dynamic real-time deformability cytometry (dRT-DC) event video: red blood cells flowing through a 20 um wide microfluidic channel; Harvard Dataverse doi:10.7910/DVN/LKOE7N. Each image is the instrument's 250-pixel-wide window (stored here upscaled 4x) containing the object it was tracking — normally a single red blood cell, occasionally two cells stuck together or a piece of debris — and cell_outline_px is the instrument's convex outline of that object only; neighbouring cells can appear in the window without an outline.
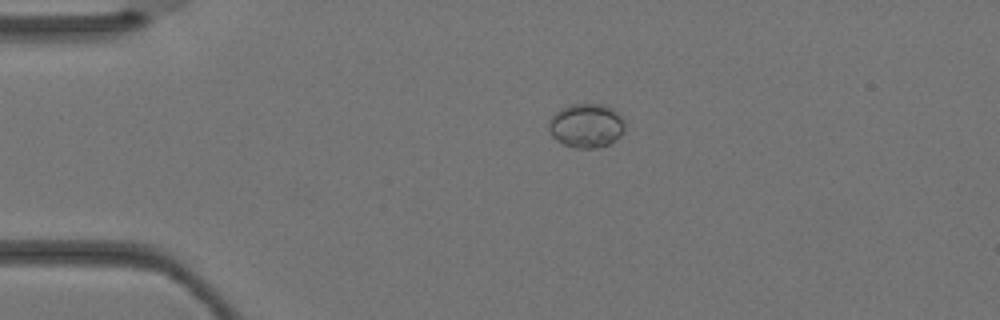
{"species": "Egyptian fruit bat (a non-hibernating species)", "species_latin": "Rousettus aegyptiacus", "temperature_condition": "warm", "stored_images_in_passage": 4, "camera_frame_rate_fps": 3000, "um_per_image_px": 0.085, "animal": {"sex": "female"}, "frame": {"image": 1, "passage_image": 3, "time_ms": 0.667, "image_size_px": [1000, 320], "cell_outline_px": [[624, 132], [616, 140], [608, 144], [596, 148], [576, 148], [564, 144], [556, 140], [552, 136], [548, 128], [548, 124], [552, 116], [560, 108], [572, 104], [604, 104], [612, 108], [624, 120]], "centroid_in_image_um": [49.83, 10.68], "position_along_channel_um": 35.2, "area_um2": 19.59}}